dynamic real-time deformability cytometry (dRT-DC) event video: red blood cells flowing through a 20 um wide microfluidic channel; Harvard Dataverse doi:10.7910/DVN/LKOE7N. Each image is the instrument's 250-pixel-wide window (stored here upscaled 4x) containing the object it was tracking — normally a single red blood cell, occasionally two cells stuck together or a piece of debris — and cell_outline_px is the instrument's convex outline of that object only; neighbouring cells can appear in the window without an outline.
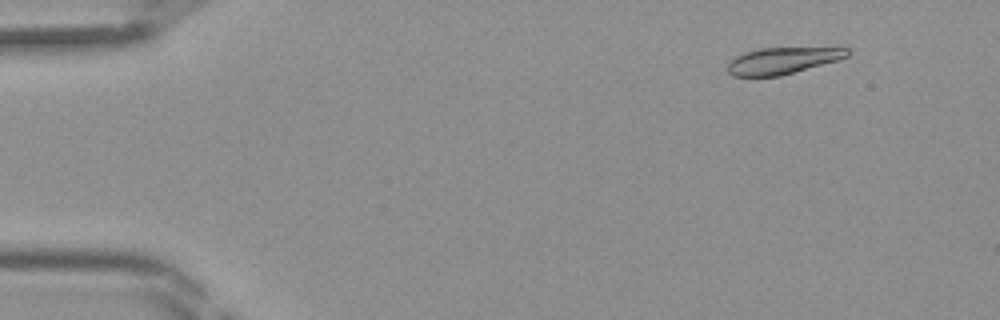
{"species": "Egyptian fruit bat (a non-hibernating species)", "species_latin": "Rousettus aegyptiacus", "temperature_condition": "room temperature", "stored_images_in_passage": 40, "camera_frame_rate_fps": 3000, "um_per_image_px": 0.085, "frame": {"image": 1, "passage_image": 1, "time_ms": 0.0, "image_size_px": [1000, 320], "cell_outline_px": [[852, 52], [848, 56], [836, 60], [780, 76], [732, 76], [728, 72], [728, 64], [736, 56], [744, 52], [760, 48], [848, 48]], "centroid_in_image_um": [66.5, 5.15], "position_along_channel_um": 18.5, "area_um2": 18.26}}
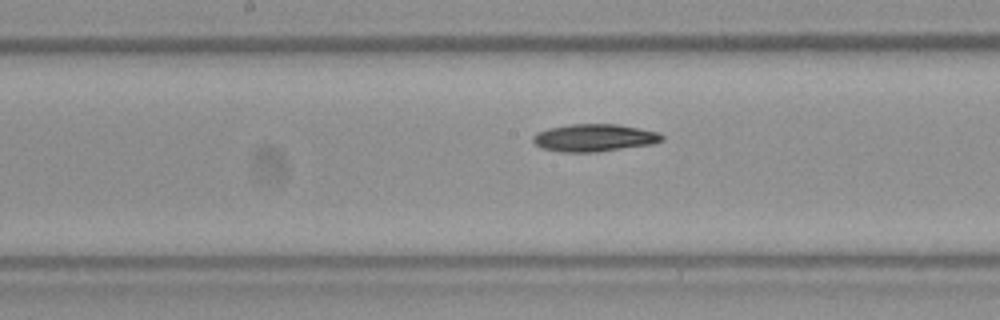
{"frame": {"image": 2, "passage_image": 19, "time_ms": 6.0, "image_size_px": [1000, 320], "cell_outline_px": [[664, 140], [652, 144], [596, 152], [560, 152], [540, 148], [532, 140], [532, 136], [536, 132], [548, 128], [568, 124], [616, 124], [660, 132], [664, 136]], "centroid_in_image_um": [50.49, 11.71], "position_along_channel_um": 197.7, "area_um2": 20.81}}
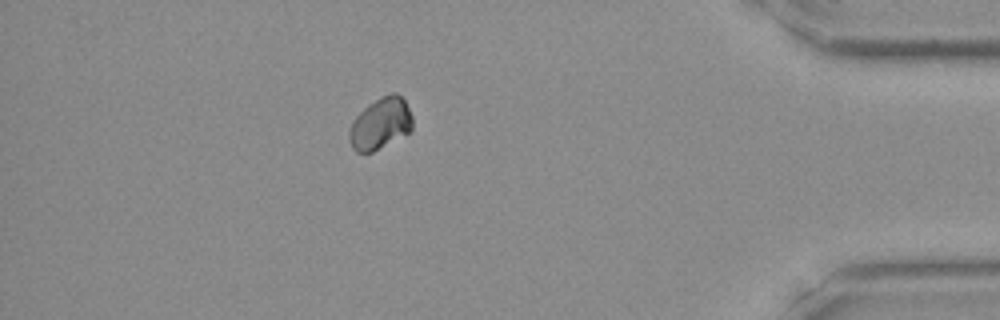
{"frame": {"image": 3, "passage_image": 35, "time_ms": 11.333, "image_size_px": [1000, 320], "cell_outline_px": [[412, 132], [372, 152], [356, 152], [352, 148], [348, 140], [348, 132], [356, 116], [368, 104], [380, 96], [392, 92], [396, 92], [404, 100], [412, 116]], "centroid_in_image_um": [32.34, 10.51], "position_along_channel_um": 402.9, "area_um2": 19.13}}